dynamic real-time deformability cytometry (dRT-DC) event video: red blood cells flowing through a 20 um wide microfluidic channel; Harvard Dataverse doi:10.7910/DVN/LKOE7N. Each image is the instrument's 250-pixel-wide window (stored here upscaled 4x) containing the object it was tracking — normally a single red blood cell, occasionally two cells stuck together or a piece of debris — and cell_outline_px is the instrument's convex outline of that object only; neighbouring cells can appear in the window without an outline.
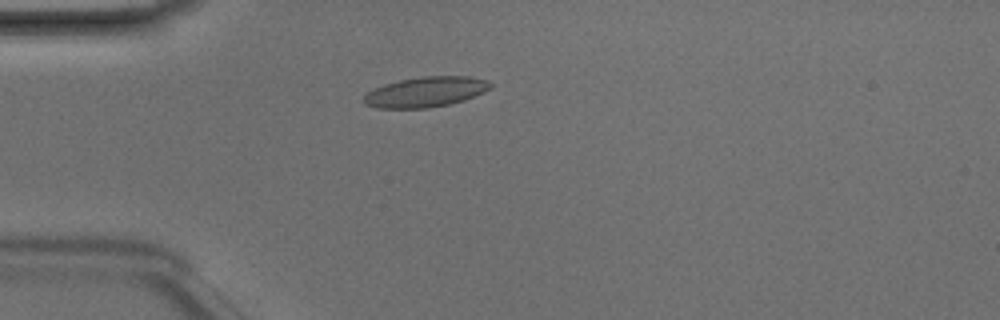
{"species": "Egyptian fruit bat (a non-hibernating species)", "species_latin": "Rousettus aegyptiacus", "temperature_condition": "room temperature", "stored_images_in_passage": 38, "camera_frame_rate_fps": 3000, "um_per_image_px": 0.085, "animal": {"sex": "male"}, "frame": {"image": 1, "passage_image": 3, "time_ms": 0.667, "image_size_px": [1000, 320], "cell_outline_px": [[492, 88], [484, 92], [464, 100], [448, 104], [428, 108], [376, 108], [364, 104], [364, 96], [368, 92], [384, 84], [400, 80], [420, 76], [468, 76], [488, 80], [492, 84]], "centroid_in_image_um": [36.2, 7.81], "position_along_channel_um": 48.8, "area_um2": 22.31}}
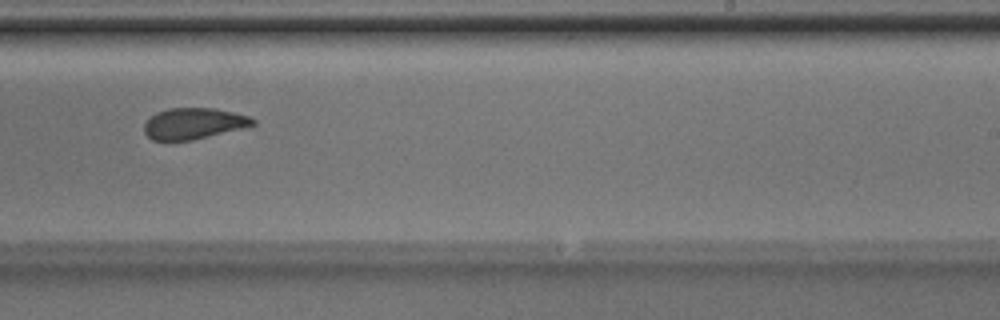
{"frame": {"image": 2, "passage_image": 20, "time_ms": 6.333, "image_size_px": [1000, 320], "cell_outline_px": [[256, 124], [192, 140], [152, 140], [144, 132], [144, 124], [156, 112], [168, 108], [216, 108], [248, 116], [256, 120]], "centroid_in_image_um": [16.43, 10.49], "position_along_channel_um": 272.6, "area_um2": 19.42}}
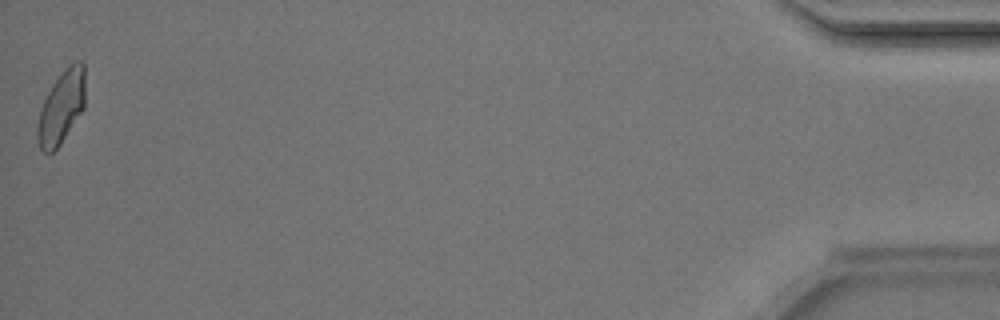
{"frame": {"image": 3, "passage_image": 38, "time_ms": 12.333, "image_size_px": [1000, 320], "cell_outline_px": [[84, 108], [60, 144], [48, 156], [40, 148], [36, 136], [36, 132], [40, 108], [52, 84], [68, 64], [76, 60], [80, 60], [84, 64]], "centroid_in_image_um": [5.2, 9.11], "position_along_channel_um": 430.0, "area_um2": 20.29}, "authors_computed_cell_mechanics": {"area_um2": 20.6346, "velocity_mm_per_s": 4.1998, "shape_relaxation_time_tau1_ms": 3.3118, "shape_relaxation_time_tau2_ms": 1.9069, "deformation_change_tau1": 0.1042, "deformation_change_tau2": 0.0731}}